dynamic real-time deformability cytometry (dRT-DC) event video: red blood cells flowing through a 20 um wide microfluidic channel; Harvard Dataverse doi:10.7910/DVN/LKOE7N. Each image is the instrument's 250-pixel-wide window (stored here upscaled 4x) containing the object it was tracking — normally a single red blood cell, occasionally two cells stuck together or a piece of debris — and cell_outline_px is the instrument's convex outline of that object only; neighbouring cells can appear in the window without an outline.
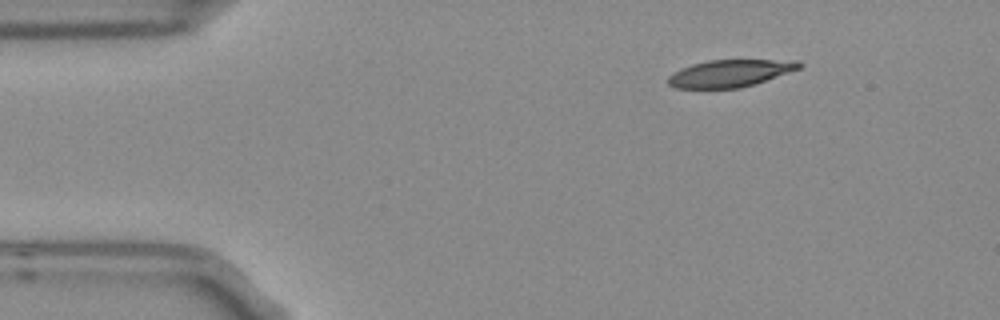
{"species": "Egyptian fruit bat (a non-hibernating species)", "species_latin": "Rousettus aegyptiacus", "temperature_condition": "room temperature", "stored_images_in_passage": 3, "camera_frame_rate_fps": 3000, "um_per_image_px": 0.085, "frame": {"image": 1, "passage_image": 1, "time_ms": 0.0, "image_size_px": [1000, 320], "cell_outline_px": [[804, 64], [800, 68], [740, 88], [676, 88], [668, 84], [668, 76], [680, 68], [692, 64], [708, 60], [800, 60]], "centroid_in_image_um": [62.03, 6.22], "position_along_channel_um": 23.0, "area_um2": 20.58}}